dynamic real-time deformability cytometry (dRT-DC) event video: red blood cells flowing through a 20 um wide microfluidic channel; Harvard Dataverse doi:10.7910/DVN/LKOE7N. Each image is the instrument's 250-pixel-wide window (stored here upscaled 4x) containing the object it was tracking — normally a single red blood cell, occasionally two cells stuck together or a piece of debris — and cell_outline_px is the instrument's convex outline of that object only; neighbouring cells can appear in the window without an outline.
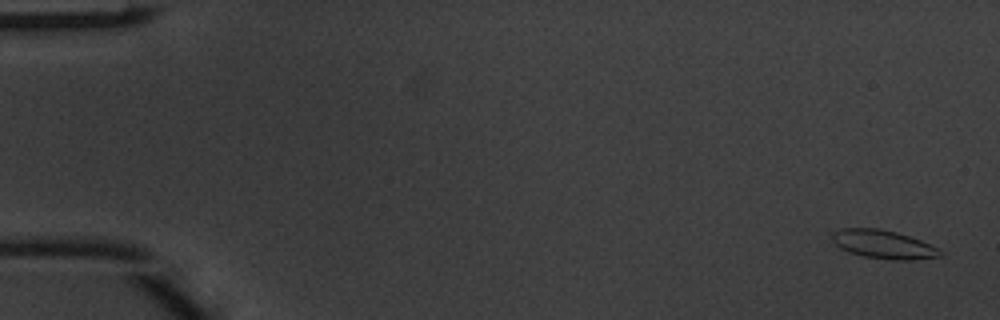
{"species": "common noctule bat (a hibernating species)", "species_latin": "Nyctalus noctula", "temperature_condition": "warm", "stored_images_in_passage": 4, "camera_frame_rate_fps": 3000, "um_per_image_px": 0.085, "animal": {"sex": "male", "body_mass_g": 20.1, "forearm_length_mm": 53.5}, "frame": {"image": 1, "passage_image": 1, "time_ms": 0.0, "image_size_px": [1000, 320], "cell_outline_px": [[944, 252], [940, 256], [916, 260], [892, 260], [864, 256], [848, 252], [840, 248], [832, 240], [832, 232], [844, 228], [880, 228], [896, 232], [920, 240]], "centroid_in_image_um": [75.07, 20.77], "position_along_channel_um": 9.9, "area_um2": 17.86}}